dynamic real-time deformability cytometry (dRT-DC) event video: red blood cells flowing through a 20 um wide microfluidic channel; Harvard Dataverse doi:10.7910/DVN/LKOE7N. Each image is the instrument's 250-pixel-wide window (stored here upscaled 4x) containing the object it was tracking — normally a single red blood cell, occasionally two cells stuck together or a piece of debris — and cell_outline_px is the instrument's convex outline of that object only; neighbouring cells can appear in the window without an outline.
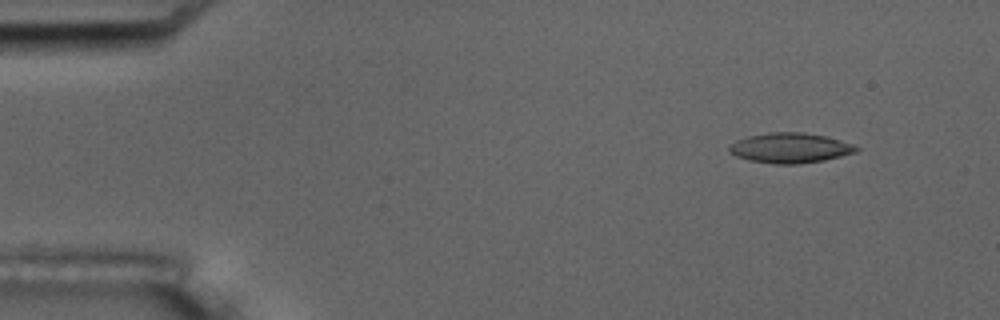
{"species": "common noctule bat (a hibernating species)", "species_latin": "Nyctalus noctula", "temperature_condition": "room temperature", "stored_images_in_passage": 4, "camera_frame_rate_fps": 3000, "um_per_image_px": 0.085, "animal": {"sex": "male", "body_mass_g": 17.5, "forearm_length_mm": 52.3}, "frame": {"image": 1, "passage_image": 1, "time_ms": 0.0, "image_size_px": [1000, 320], "cell_outline_px": [[860, 148], [856, 152], [824, 160], [796, 164], [772, 164], [748, 160], [736, 156], [728, 152], [728, 148], [736, 140], [748, 136], [768, 132], [804, 132], [824, 136], [840, 140], [852, 144]], "centroid_in_image_um": [67.13, 12.57], "position_along_channel_um": 17.9, "area_um2": 22.25}}
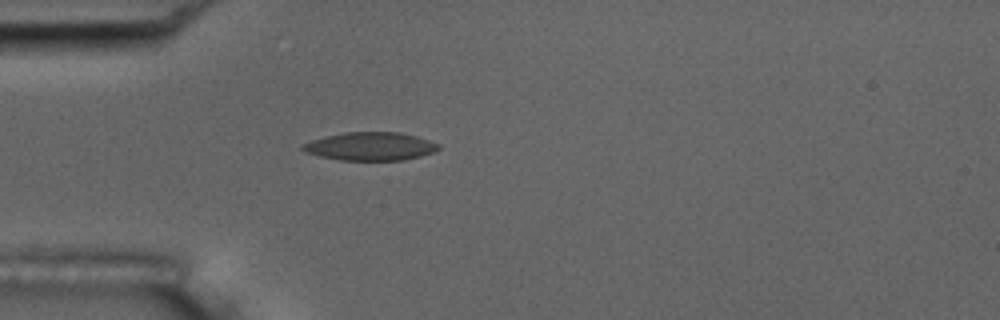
{"frame": {"image": 2, "passage_image": 4, "time_ms": 3.333, "image_size_px": [1000, 320], "cell_outline_px": [[440, 148], [432, 152], [420, 156], [404, 160], [340, 160], [320, 156], [304, 152], [300, 148], [300, 144], [324, 136], [344, 132], [400, 132], [416, 136], [440, 144]], "centroid_in_image_um": [31.44, 12.43], "position_along_channel_um": 53.6, "area_um2": 22.43}}